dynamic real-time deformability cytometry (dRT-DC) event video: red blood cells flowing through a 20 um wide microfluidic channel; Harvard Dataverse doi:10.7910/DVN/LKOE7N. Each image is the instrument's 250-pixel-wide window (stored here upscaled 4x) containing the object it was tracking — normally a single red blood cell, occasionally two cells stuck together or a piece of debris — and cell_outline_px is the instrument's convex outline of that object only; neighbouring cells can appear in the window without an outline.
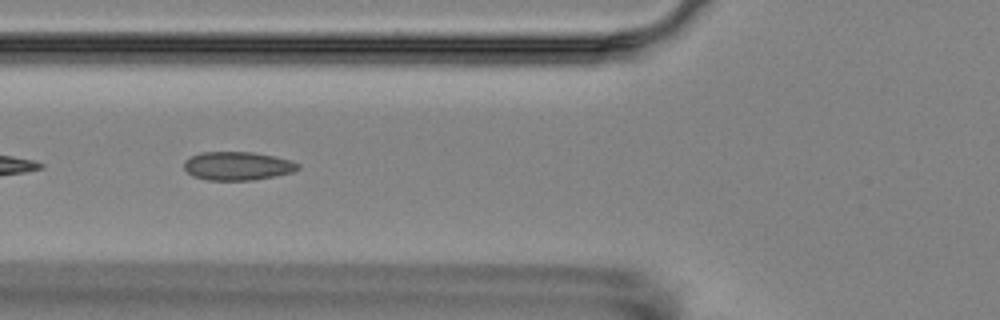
{"species": "Egyptian fruit bat (a non-hibernating species)", "species_latin": "Rousettus aegyptiacus", "temperature_condition": "room temperature", "stored_images_in_passage": 7, "camera_frame_rate_fps": 3000, "um_per_image_px": 0.085, "animal": {"sex": "female"}, "frame": {"image": 1, "passage_image": 3, "time_ms": 2.333, "image_size_px": [1000, 320], "cell_outline_px": [[300, 168], [292, 172], [276, 176], [252, 180], [208, 180], [192, 176], [184, 168], [184, 160], [200, 152], [252, 152], [292, 160], [300, 164]], "centroid_in_image_um": [20.19, 14.11], "position_along_channel_um": 105.6, "area_um2": 18.96}}
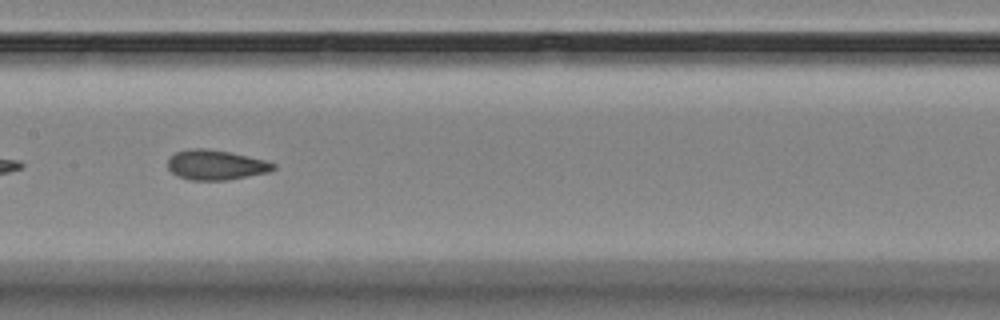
{"frame": {"image": 2, "passage_image": 5, "time_ms": 4.667, "image_size_px": [1000, 320], "cell_outline_px": [[276, 168], [268, 172], [228, 180], [192, 180], [176, 176], [168, 168], [168, 160], [176, 152], [192, 148], [204, 148], [228, 152], [264, 160], [276, 164]], "centroid_in_image_um": [18.33, 14.03], "position_along_channel_um": 189.1, "area_um2": 18.21}}
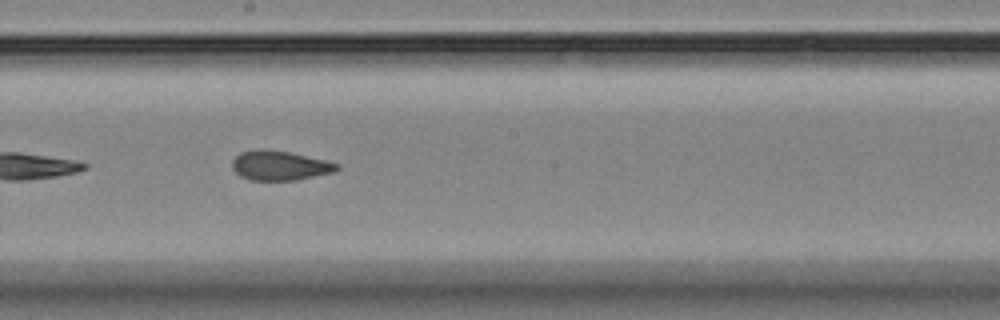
{"frame": {"image": 3, "passage_image": 6, "time_ms": 5.667, "image_size_px": [1000, 320], "cell_outline_px": [[340, 168], [336, 172], [296, 180], [252, 180], [240, 176], [232, 168], [232, 160], [240, 152], [256, 148], [264, 148], [288, 152], [324, 160], [340, 164]], "centroid_in_image_um": [23.77, 14.06], "position_along_channel_um": 224.4, "area_um2": 18.15}}